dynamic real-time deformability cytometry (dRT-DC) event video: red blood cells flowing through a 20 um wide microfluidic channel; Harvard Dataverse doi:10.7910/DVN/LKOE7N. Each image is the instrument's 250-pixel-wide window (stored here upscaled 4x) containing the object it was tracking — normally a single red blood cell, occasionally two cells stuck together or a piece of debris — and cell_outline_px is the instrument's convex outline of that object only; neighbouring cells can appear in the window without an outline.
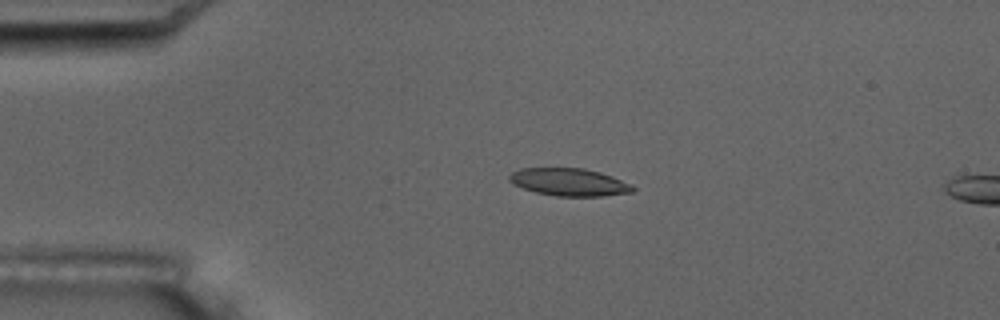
{"species": "common noctule bat (a hibernating species)", "species_latin": "Nyctalus noctula", "temperature_condition": "room temperature", "stored_images_in_passage": 4, "camera_frame_rate_fps": 3000, "um_per_image_px": 0.085, "animal": {"sex": "male", "body_mass_g": 17.5, "forearm_length_mm": 52.3}, "frame": {"image": 1, "passage_image": 3, "time_ms": 2.333, "image_size_px": [1000, 320], "cell_outline_px": [[636, 188], [632, 192], [604, 196], [556, 196], [536, 192], [512, 184], [508, 180], [508, 176], [512, 172], [520, 168], [584, 168], [600, 172], [612, 176], [632, 184]], "centroid_in_image_um": [48.39, 15.47], "position_along_channel_um": 36.6, "area_um2": 19.94}}